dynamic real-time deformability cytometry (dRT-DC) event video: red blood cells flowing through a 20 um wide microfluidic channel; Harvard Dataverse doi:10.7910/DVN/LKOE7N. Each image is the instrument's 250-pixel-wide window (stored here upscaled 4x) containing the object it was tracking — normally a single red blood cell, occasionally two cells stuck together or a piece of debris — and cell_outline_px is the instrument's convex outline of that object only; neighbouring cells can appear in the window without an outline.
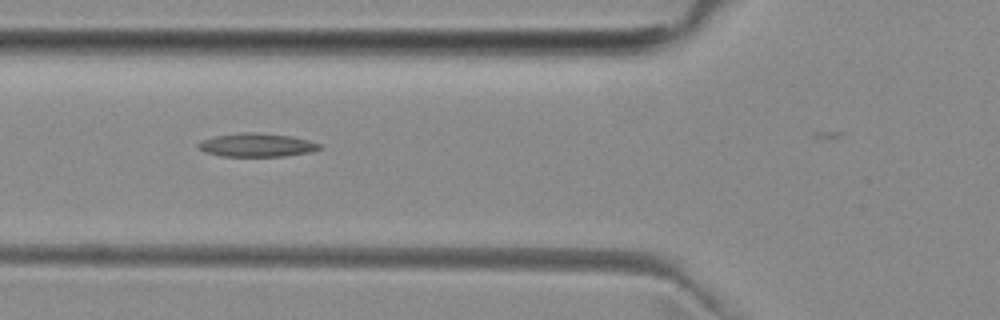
{"species": "common noctule bat (a hibernating species)", "species_latin": "Nyctalus noctula", "temperature_condition": "room temperature", "stored_images_in_passage": 4, "camera_frame_rate_fps": 3000, "um_per_image_px": 0.085, "animal": {"sex": "female", "body_mass_g": 29.2, "forearm_length_mm": 56.3}, "frame": {"image": 1, "passage_image": 2, "time_ms": 1.0, "image_size_px": [1000, 320], "cell_outline_px": [[324, 148], [312, 152], [284, 156], [220, 156], [204, 152], [196, 144], [204, 140], [216, 136], [240, 132], [260, 132], [292, 136], [324, 144]], "centroid_in_image_um": [21.91, 12.32], "position_along_channel_um": 103.9, "area_um2": 16.82}}
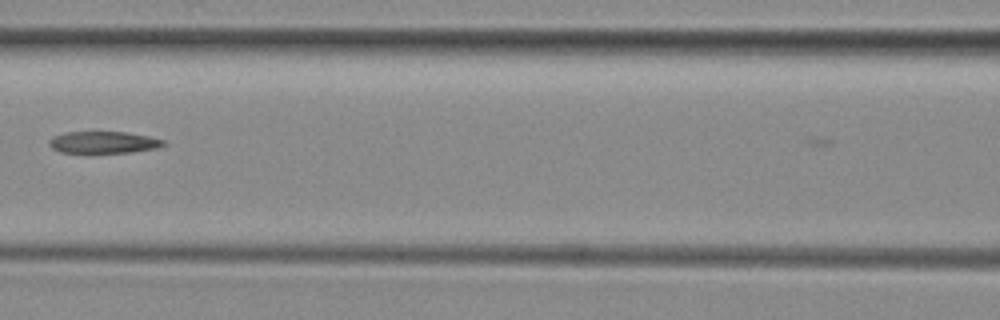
{"frame": {"image": 2, "passage_image": 3, "time_ms": 2.333, "image_size_px": [1000, 320], "cell_outline_px": [[168, 144], [156, 148], [132, 152], [60, 152], [52, 148], [48, 144], [48, 140], [52, 136], [64, 132], [124, 132], [148, 136], [164, 140]], "centroid_in_image_um": [8.78, 12.09], "position_along_channel_um": 157.8, "area_um2": 14.51}}